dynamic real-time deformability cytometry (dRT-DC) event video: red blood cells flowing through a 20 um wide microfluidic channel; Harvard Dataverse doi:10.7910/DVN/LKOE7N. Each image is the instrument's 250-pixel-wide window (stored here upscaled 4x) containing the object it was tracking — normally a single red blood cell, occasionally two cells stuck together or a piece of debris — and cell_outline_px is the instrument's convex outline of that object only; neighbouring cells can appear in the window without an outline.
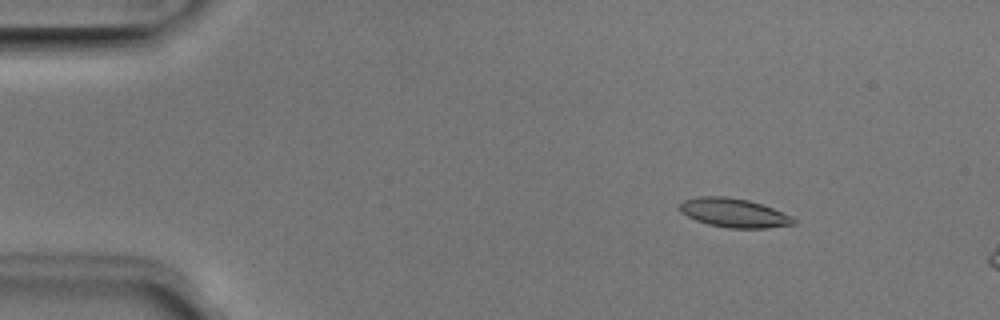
{"species": "Egyptian fruit bat (a non-hibernating species)", "species_latin": "Rousettus aegyptiacus", "temperature_condition": "room temperature", "stored_images_in_passage": 12, "camera_frame_rate_fps": 3000, "um_per_image_px": 0.085, "animal": {"sex": "male"}, "frame": {"image": 1, "passage_image": 6, "time_ms": 1.667, "image_size_px": [1000, 320], "cell_outline_px": [[796, 224], [768, 228], [728, 228], [708, 224], [696, 220], [680, 212], [680, 204], [684, 200], [696, 196], [724, 196], [748, 200], [772, 208], [792, 216], [796, 220]], "centroid_in_image_um": [62.38, 18.09], "position_along_channel_um": 22.6, "area_um2": 19.19}}